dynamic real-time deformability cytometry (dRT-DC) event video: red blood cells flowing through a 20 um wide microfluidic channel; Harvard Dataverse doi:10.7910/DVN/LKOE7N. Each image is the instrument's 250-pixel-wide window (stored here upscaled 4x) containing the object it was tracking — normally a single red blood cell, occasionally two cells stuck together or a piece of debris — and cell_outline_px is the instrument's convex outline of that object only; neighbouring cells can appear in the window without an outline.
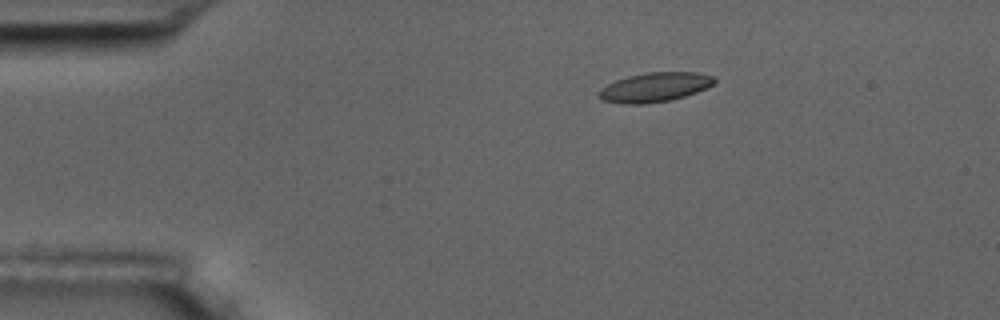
{"species": "common noctule bat (a hibernating species)", "species_latin": "Nyctalus noctula", "temperature_condition": "room temperature", "stored_images_in_passage": 7, "camera_frame_rate_fps": 3000, "um_per_image_px": 0.085, "animal": {"sex": "male", "body_mass_g": 17.5, "forearm_length_mm": 52.3}, "frame": {"image": 1, "passage_image": 3, "time_ms": 3.0, "image_size_px": [1000, 320], "cell_outline_px": [[716, 80], [712, 84], [696, 92], [684, 96], [668, 100], [644, 104], [620, 104], [600, 100], [596, 96], [596, 92], [600, 88], [616, 80], [628, 76], [648, 72], [696, 72], [716, 76]], "centroid_in_image_um": [55.58, 7.41], "position_along_channel_um": 29.4, "area_um2": 19.88}}
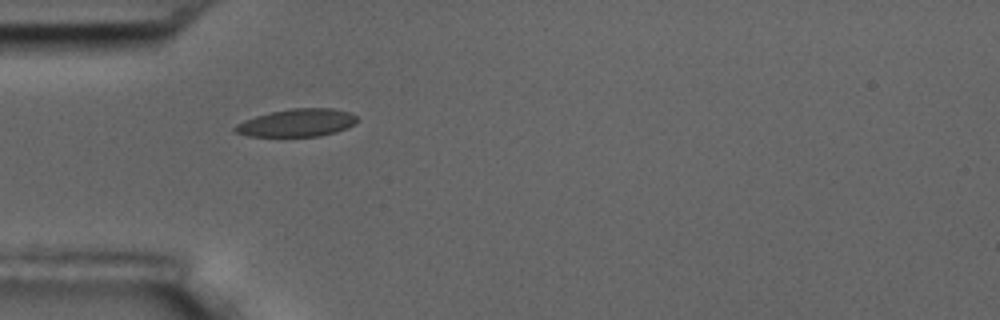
{"frame": {"image": 2, "passage_image": 5, "time_ms": 5.333, "image_size_px": [1000, 320], "cell_outline_px": [[356, 120], [348, 128], [336, 132], [320, 136], [248, 136], [236, 132], [232, 128], [236, 124], [244, 120], [256, 116], [272, 112], [292, 108], [332, 108], [352, 112], [356, 116]], "centroid_in_image_um": [25.25, 10.43], "position_along_channel_um": 59.8, "area_um2": 19.65}}